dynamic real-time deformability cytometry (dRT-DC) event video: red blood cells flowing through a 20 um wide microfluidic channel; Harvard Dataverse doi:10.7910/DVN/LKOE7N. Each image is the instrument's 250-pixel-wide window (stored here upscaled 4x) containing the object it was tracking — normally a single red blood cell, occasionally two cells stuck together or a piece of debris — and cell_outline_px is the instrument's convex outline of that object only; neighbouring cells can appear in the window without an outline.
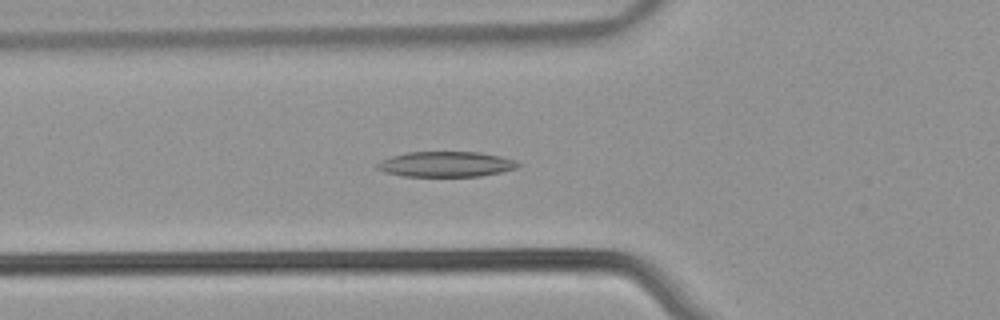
{"species": "common noctule bat (a hibernating species)", "species_latin": "Nyctalus noctula", "temperature_condition": "warm", "stored_images_in_passage": 53, "camera_frame_rate_fps": 3000, "um_per_image_px": 0.085, "animal": {"sex": "male", "body_mass_g": 21.5, "forearm_length_mm": 52.0}, "frame": {"image": 1, "passage_image": 19, "time_ms": 6.0, "image_size_px": [1000, 320], "cell_outline_px": [[524, 164], [516, 168], [500, 172], [480, 176], [404, 176], [384, 172], [376, 168], [376, 164], [380, 160], [392, 156], [408, 152], [480, 152], [500, 156], [516, 160]], "centroid_in_image_um": [37.93, 13.95], "position_along_channel_um": 87.9, "area_um2": 20.87}}
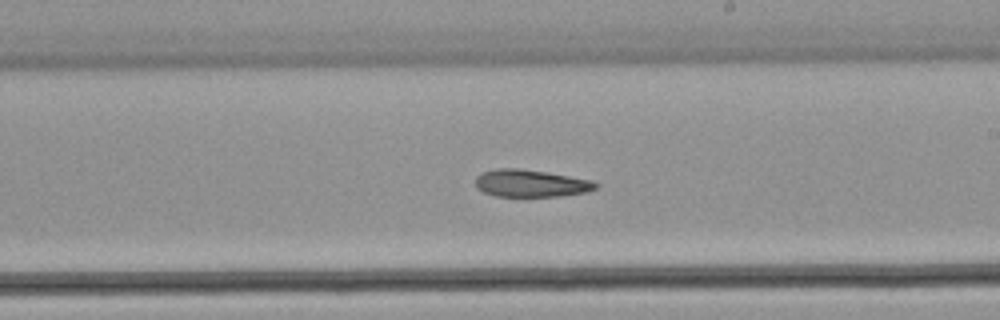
{"frame": {"image": 2, "passage_image": 31, "time_ms": 10.0, "image_size_px": [1000, 320], "cell_outline_px": [[600, 184], [596, 188], [588, 192], [560, 196], [496, 196], [484, 192], [476, 188], [476, 176], [480, 172], [496, 168], [520, 168], [548, 172], [592, 180]], "centroid_in_image_um": [45.12, 15.57], "position_along_channel_um": 243.9, "area_um2": 19.36}}
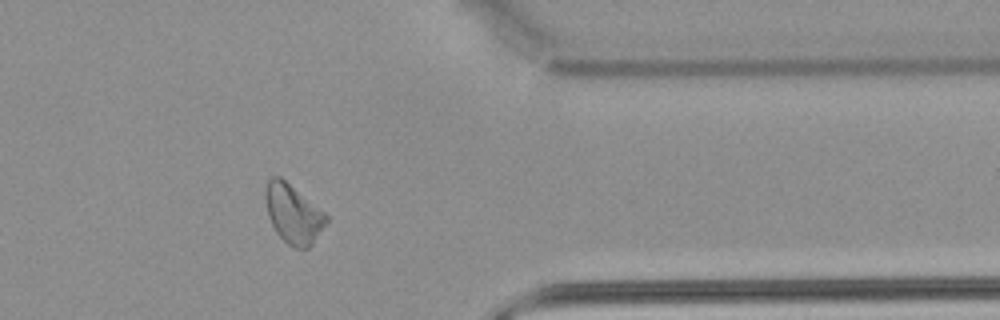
{"frame": {"image": 3, "passage_image": 43, "time_ms": 14.0, "image_size_px": [1000, 320], "cell_outline_px": [[328, 220], [312, 244], [308, 248], [292, 248], [276, 232], [268, 216], [264, 196], [264, 188], [268, 180], [272, 176], [280, 176], [324, 212], [328, 216]], "centroid_in_image_um": [24.89, 18.17], "position_along_channel_um": 386.5, "area_um2": 20.75}}